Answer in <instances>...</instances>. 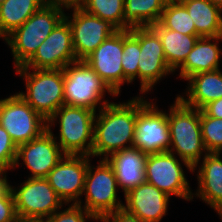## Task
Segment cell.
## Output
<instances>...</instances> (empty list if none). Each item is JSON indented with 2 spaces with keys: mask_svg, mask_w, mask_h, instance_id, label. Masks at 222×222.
<instances>
[{
  "mask_svg": "<svg viewBox=\"0 0 222 222\" xmlns=\"http://www.w3.org/2000/svg\"><path fill=\"white\" fill-rule=\"evenodd\" d=\"M147 101L136 96L128 102L106 104L94 120L92 156H103L133 147L137 112ZM128 144V145H126Z\"/></svg>",
  "mask_w": 222,
  "mask_h": 222,
  "instance_id": "obj_1",
  "label": "cell"
},
{
  "mask_svg": "<svg viewBox=\"0 0 222 222\" xmlns=\"http://www.w3.org/2000/svg\"><path fill=\"white\" fill-rule=\"evenodd\" d=\"M167 121L170 132L169 152L177 153L187 170L195 172L193 167L201 164L202 153H208L201 134L200 110L186 105L177 96L167 113Z\"/></svg>",
  "mask_w": 222,
  "mask_h": 222,
  "instance_id": "obj_2",
  "label": "cell"
},
{
  "mask_svg": "<svg viewBox=\"0 0 222 222\" xmlns=\"http://www.w3.org/2000/svg\"><path fill=\"white\" fill-rule=\"evenodd\" d=\"M33 72H31V71ZM25 80L26 93L18 94L47 122L64 105L63 69L16 68Z\"/></svg>",
  "mask_w": 222,
  "mask_h": 222,
  "instance_id": "obj_3",
  "label": "cell"
},
{
  "mask_svg": "<svg viewBox=\"0 0 222 222\" xmlns=\"http://www.w3.org/2000/svg\"><path fill=\"white\" fill-rule=\"evenodd\" d=\"M64 18V10L43 5L4 38L11 48L15 69L23 66L35 54L37 48Z\"/></svg>",
  "mask_w": 222,
  "mask_h": 222,
  "instance_id": "obj_4",
  "label": "cell"
},
{
  "mask_svg": "<svg viewBox=\"0 0 222 222\" xmlns=\"http://www.w3.org/2000/svg\"><path fill=\"white\" fill-rule=\"evenodd\" d=\"M95 116L96 112L91 109L63 105L47 122V129L59 120L57 143L62 151L66 155L91 156Z\"/></svg>",
  "mask_w": 222,
  "mask_h": 222,
  "instance_id": "obj_5",
  "label": "cell"
},
{
  "mask_svg": "<svg viewBox=\"0 0 222 222\" xmlns=\"http://www.w3.org/2000/svg\"><path fill=\"white\" fill-rule=\"evenodd\" d=\"M63 73L64 105L85 107L97 112L98 105L97 109L100 110L111 103L102 100L106 92L117 96L84 60L68 64Z\"/></svg>",
  "mask_w": 222,
  "mask_h": 222,
  "instance_id": "obj_6",
  "label": "cell"
},
{
  "mask_svg": "<svg viewBox=\"0 0 222 222\" xmlns=\"http://www.w3.org/2000/svg\"><path fill=\"white\" fill-rule=\"evenodd\" d=\"M99 161L96 168L89 161L83 190L85 202L82 207L97 221H102L107 215L123 209V203L117 198L119 188L113 166L107 159L101 158Z\"/></svg>",
  "mask_w": 222,
  "mask_h": 222,
  "instance_id": "obj_7",
  "label": "cell"
},
{
  "mask_svg": "<svg viewBox=\"0 0 222 222\" xmlns=\"http://www.w3.org/2000/svg\"><path fill=\"white\" fill-rule=\"evenodd\" d=\"M0 125L16 146L38 138L47 130V121L18 93L0 99Z\"/></svg>",
  "mask_w": 222,
  "mask_h": 222,
  "instance_id": "obj_8",
  "label": "cell"
},
{
  "mask_svg": "<svg viewBox=\"0 0 222 222\" xmlns=\"http://www.w3.org/2000/svg\"><path fill=\"white\" fill-rule=\"evenodd\" d=\"M8 185L14 196L18 218L43 222L63 207V201L46 178H28L18 189Z\"/></svg>",
  "mask_w": 222,
  "mask_h": 222,
  "instance_id": "obj_9",
  "label": "cell"
},
{
  "mask_svg": "<svg viewBox=\"0 0 222 222\" xmlns=\"http://www.w3.org/2000/svg\"><path fill=\"white\" fill-rule=\"evenodd\" d=\"M179 160L169 151L148 154L145 162V180L169 196L191 201L193 193Z\"/></svg>",
  "mask_w": 222,
  "mask_h": 222,
  "instance_id": "obj_10",
  "label": "cell"
},
{
  "mask_svg": "<svg viewBox=\"0 0 222 222\" xmlns=\"http://www.w3.org/2000/svg\"><path fill=\"white\" fill-rule=\"evenodd\" d=\"M155 105L147 101L137 112L133 147L147 155L168 152L170 147L167 113Z\"/></svg>",
  "mask_w": 222,
  "mask_h": 222,
  "instance_id": "obj_11",
  "label": "cell"
},
{
  "mask_svg": "<svg viewBox=\"0 0 222 222\" xmlns=\"http://www.w3.org/2000/svg\"><path fill=\"white\" fill-rule=\"evenodd\" d=\"M71 16L65 14L64 19L71 29L76 60H85L105 39L118 31L109 21L82 8L73 9Z\"/></svg>",
  "mask_w": 222,
  "mask_h": 222,
  "instance_id": "obj_12",
  "label": "cell"
},
{
  "mask_svg": "<svg viewBox=\"0 0 222 222\" xmlns=\"http://www.w3.org/2000/svg\"><path fill=\"white\" fill-rule=\"evenodd\" d=\"M86 155H65L63 159L48 173L46 179L64 205H82L85 177L89 164Z\"/></svg>",
  "mask_w": 222,
  "mask_h": 222,
  "instance_id": "obj_13",
  "label": "cell"
},
{
  "mask_svg": "<svg viewBox=\"0 0 222 222\" xmlns=\"http://www.w3.org/2000/svg\"><path fill=\"white\" fill-rule=\"evenodd\" d=\"M57 140L52 130L47 129L38 138L17 146L13 169L20 166L21 159L32 173L28 178H46L66 155L56 142Z\"/></svg>",
  "mask_w": 222,
  "mask_h": 222,
  "instance_id": "obj_14",
  "label": "cell"
},
{
  "mask_svg": "<svg viewBox=\"0 0 222 222\" xmlns=\"http://www.w3.org/2000/svg\"><path fill=\"white\" fill-rule=\"evenodd\" d=\"M75 61L71 29L63 19L23 66L30 69H64Z\"/></svg>",
  "mask_w": 222,
  "mask_h": 222,
  "instance_id": "obj_15",
  "label": "cell"
},
{
  "mask_svg": "<svg viewBox=\"0 0 222 222\" xmlns=\"http://www.w3.org/2000/svg\"><path fill=\"white\" fill-rule=\"evenodd\" d=\"M139 44L138 79L140 91L145 94L173 71L166 62L160 37L150 26L139 27Z\"/></svg>",
  "mask_w": 222,
  "mask_h": 222,
  "instance_id": "obj_16",
  "label": "cell"
},
{
  "mask_svg": "<svg viewBox=\"0 0 222 222\" xmlns=\"http://www.w3.org/2000/svg\"><path fill=\"white\" fill-rule=\"evenodd\" d=\"M122 55L123 30H118L84 60L117 96L123 84Z\"/></svg>",
  "mask_w": 222,
  "mask_h": 222,
  "instance_id": "obj_17",
  "label": "cell"
},
{
  "mask_svg": "<svg viewBox=\"0 0 222 222\" xmlns=\"http://www.w3.org/2000/svg\"><path fill=\"white\" fill-rule=\"evenodd\" d=\"M169 199V195L145 181L125 194L123 209L143 222H160L168 211Z\"/></svg>",
  "mask_w": 222,
  "mask_h": 222,
  "instance_id": "obj_18",
  "label": "cell"
},
{
  "mask_svg": "<svg viewBox=\"0 0 222 222\" xmlns=\"http://www.w3.org/2000/svg\"><path fill=\"white\" fill-rule=\"evenodd\" d=\"M221 153H207L203 155L202 164L195 165L197 169L198 190L197 197L213 208L222 217V159Z\"/></svg>",
  "mask_w": 222,
  "mask_h": 222,
  "instance_id": "obj_19",
  "label": "cell"
},
{
  "mask_svg": "<svg viewBox=\"0 0 222 222\" xmlns=\"http://www.w3.org/2000/svg\"><path fill=\"white\" fill-rule=\"evenodd\" d=\"M147 154L134 147L116 151L107 158L113 166L118 187L124 195L134 187L145 182V162Z\"/></svg>",
  "mask_w": 222,
  "mask_h": 222,
  "instance_id": "obj_20",
  "label": "cell"
},
{
  "mask_svg": "<svg viewBox=\"0 0 222 222\" xmlns=\"http://www.w3.org/2000/svg\"><path fill=\"white\" fill-rule=\"evenodd\" d=\"M219 40L222 41V36L199 37L185 62L179 67V77L186 81L194 74L220 69L222 50L219 49Z\"/></svg>",
  "mask_w": 222,
  "mask_h": 222,
  "instance_id": "obj_21",
  "label": "cell"
},
{
  "mask_svg": "<svg viewBox=\"0 0 222 222\" xmlns=\"http://www.w3.org/2000/svg\"><path fill=\"white\" fill-rule=\"evenodd\" d=\"M187 81L186 97L177 95L186 105L201 110L209 102L222 98V72L220 69L200 72Z\"/></svg>",
  "mask_w": 222,
  "mask_h": 222,
  "instance_id": "obj_22",
  "label": "cell"
},
{
  "mask_svg": "<svg viewBox=\"0 0 222 222\" xmlns=\"http://www.w3.org/2000/svg\"><path fill=\"white\" fill-rule=\"evenodd\" d=\"M187 9L198 37L222 36V9L208 0H179Z\"/></svg>",
  "mask_w": 222,
  "mask_h": 222,
  "instance_id": "obj_23",
  "label": "cell"
},
{
  "mask_svg": "<svg viewBox=\"0 0 222 222\" xmlns=\"http://www.w3.org/2000/svg\"><path fill=\"white\" fill-rule=\"evenodd\" d=\"M150 27L160 37L166 62L170 69L175 72L185 62L199 37L164 28L159 22Z\"/></svg>",
  "mask_w": 222,
  "mask_h": 222,
  "instance_id": "obj_24",
  "label": "cell"
},
{
  "mask_svg": "<svg viewBox=\"0 0 222 222\" xmlns=\"http://www.w3.org/2000/svg\"><path fill=\"white\" fill-rule=\"evenodd\" d=\"M42 6V0H4L0 5L1 38L20 27Z\"/></svg>",
  "mask_w": 222,
  "mask_h": 222,
  "instance_id": "obj_25",
  "label": "cell"
},
{
  "mask_svg": "<svg viewBox=\"0 0 222 222\" xmlns=\"http://www.w3.org/2000/svg\"><path fill=\"white\" fill-rule=\"evenodd\" d=\"M167 0H125L124 20L131 27L158 23Z\"/></svg>",
  "mask_w": 222,
  "mask_h": 222,
  "instance_id": "obj_26",
  "label": "cell"
},
{
  "mask_svg": "<svg viewBox=\"0 0 222 222\" xmlns=\"http://www.w3.org/2000/svg\"><path fill=\"white\" fill-rule=\"evenodd\" d=\"M125 0H85L82 9L86 12L109 21L118 30H130L124 20Z\"/></svg>",
  "mask_w": 222,
  "mask_h": 222,
  "instance_id": "obj_27",
  "label": "cell"
},
{
  "mask_svg": "<svg viewBox=\"0 0 222 222\" xmlns=\"http://www.w3.org/2000/svg\"><path fill=\"white\" fill-rule=\"evenodd\" d=\"M139 27L123 30V84L132 83L138 77V62L140 54Z\"/></svg>",
  "mask_w": 222,
  "mask_h": 222,
  "instance_id": "obj_28",
  "label": "cell"
},
{
  "mask_svg": "<svg viewBox=\"0 0 222 222\" xmlns=\"http://www.w3.org/2000/svg\"><path fill=\"white\" fill-rule=\"evenodd\" d=\"M159 23L164 28L185 35H196L195 25L186 7L179 0H167Z\"/></svg>",
  "mask_w": 222,
  "mask_h": 222,
  "instance_id": "obj_29",
  "label": "cell"
},
{
  "mask_svg": "<svg viewBox=\"0 0 222 222\" xmlns=\"http://www.w3.org/2000/svg\"><path fill=\"white\" fill-rule=\"evenodd\" d=\"M201 134L208 153L222 151V119L207 116L200 110Z\"/></svg>",
  "mask_w": 222,
  "mask_h": 222,
  "instance_id": "obj_30",
  "label": "cell"
},
{
  "mask_svg": "<svg viewBox=\"0 0 222 222\" xmlns=\"http://www.w3.org/2000/svg\"><path fill=\"white\" fill-rule=\"evenodd\" d=\"M17 154V146L8 132L0 125V172L13 169Z\"/></svg>",
  "mask_w": 222,
  "mask_h": 222,
  "instance_id": "obj_31",
  "label": "cell"
},
{
  "mask_svg": "<svg viewBox=\"0 0 222 222\" xmlns=\"http://www.w3.org/2000/svg\"><path fill=\"white\" fill-rule=\"evenodd\" d=\"M86 219L97 220L87 212L82 206L72 204L62 211L57 210L43 222H86Z\"/></svg>",
  "mask_w": 222,
  "mask_h": 222,
  "instance_id": "obj_32",
  "label": "cell"
},
{
  "mask_svg": "<svg viewBox=\"0 0 222 222\" xmlns=\"http://www.w3.org/2000/svg\"><path fill=\"white\" fill-rule=\"evenodd\" d=\"M17 218L14 196L8 185L0 193V222H14Z\"/></svg>",
  "mask_w": 222,
  "mask_h": 222,
  "instance_id": "obj_33",
  "label": "cell"
},
{
  "mask_svg": "<svg viewBox=\"0 0 222 222\" xmlns=\"http://www.w3.org/2000/svg\"><path fill=\"white\" fill-rule=\"evenodd\" d=\"M101 222H143L137 216H134L124 209L117 210L107 215Z\"/></svg>",
  "mask_w": 222,
  "mask_h": 222,
  "instance_id": "obj_34",
  "label": "cell"
},
{
  "mask_svg": "<svg viewBox=\"0 0 222 222\" xmlns=\"http://www.w3.org/2000/svg\"><path fill=\"white\" fill-rule=\"evenodd\" d=\"M44 6H51L55 8L62 9L70 8L73 9H79L82 8L84 5L85 0H42Z\"/></svg>",
  "mask_w": 222,
  "mask_h": 222,
  "instance_id": "obj_35",
  "label": "cell"
},
{
  "mask_svg": "<svg viewBox=\"0 0 222 222\" xmlns=\"http://www.w3.org/2000/svg\"><path fill=\"white\" fill-rule=\"evenodd\" d=\"M201 110L207 116L222 119V98L209 102Z\"/></svg>",
  "mask_w": 222,
  "mask_h": 222,
  "instance_id": "obj_36",
  "label": "cell"
},
{
  "mask_svg": "<svg viewBox=\"0 0 222 222\" xmlns=\"http://www.w3.org/2000/svg\"><path fill=\"white\" fill-rule=\"evenodd\" d=\"M9 182L5 172H0V193L8 186Z\"/></svg>",
  "mask_w": 222,
  "mask_h": 222,
  "instance_id": "obj_37",
  "label": "cell"
},
{
  "mask_svg": "<svg viewBox=\"0 0 222 222\" xmlns=\"http://www.w3.org/2000/svg\"><path fill=\"white\" fill-rule=\"evenodd\" d=\"M14 222H40V221L33 220V219H21V218H17Z\"/></svg>",
  "mask_w": 222,
  "mask_h": 222,
  "instance_id": "obj_38",
  "label": "cell"
},
{
  "mask_svg": "<svg viewBox=\"0 0 222 222\" xmlns=\"http://www.w3.org/2000/svg\"><path fill=\"white\" fill-rule=\"evenodd\" d=\"M210 3L219 6L222 9V0H208Z\"/></svg>",
  "mask_w": 222,
  "mask_h": 222,
  "instance_id": "obj_39",
  "label": "cell"
}]
</instances>
